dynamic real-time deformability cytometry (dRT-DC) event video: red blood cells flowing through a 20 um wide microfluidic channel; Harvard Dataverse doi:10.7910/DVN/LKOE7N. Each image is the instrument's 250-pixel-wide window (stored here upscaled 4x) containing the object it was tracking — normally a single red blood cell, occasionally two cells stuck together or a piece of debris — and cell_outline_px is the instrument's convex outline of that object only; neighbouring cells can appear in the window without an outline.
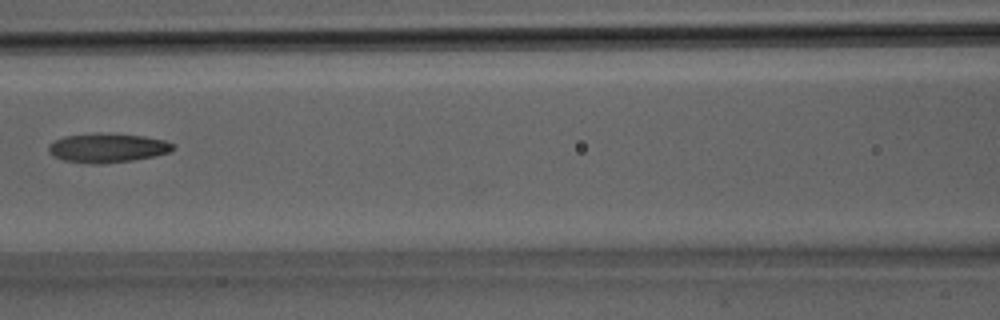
{"species": "Egyptian fruit bat (a non-hibernating species)", "species_latin": "Rousettus aegyptiacus", "temperature_condition": "room temperature", "stored_images_in_passage": 12, "camera_frame_rate_fps": 3000, "um_per_image_px": 0.085, "animal": {"sex": "male"}, "frame": {"image": 1, "passage_image": 9, "time_ms": 2.667, "image_size_px": [1000, 320], "cell_outline_px": [[176, 148], [172, 152], [132, 160], [96, 164], [92, 164], [64, 160], [52, 156], [48, 152], [48, 144], [64, 136], [144, 136], [164, 140], [176, 144]], "centroid_in_image_um": [9.17, 12.62], "position_along_channel_um": 157.4, "area_um2": 20.17}}
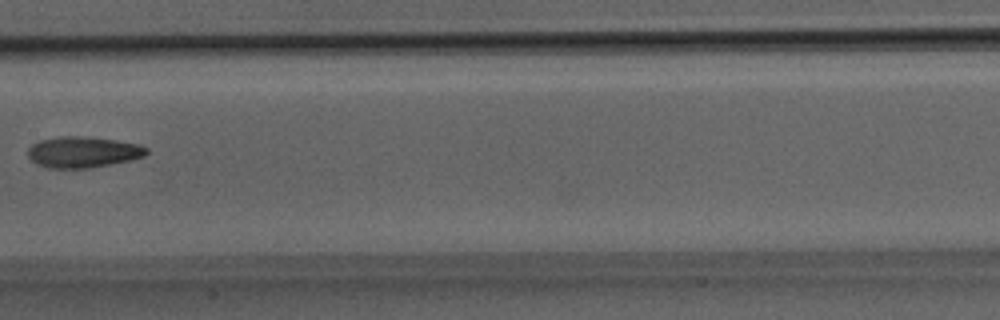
{"frame": {"image": 2, "passage_image": 11, "time_ms": 3.333, "image_size_px": [1000, 320], "cell_outline_px": [[148, 152], [144, 156], [128, 160], [88, 168], [48, 168], [36, 164], [28, 156], [28, 148], [32, 144], [40, 140], [60, 136], [84, 136], [116, 140], [140, 144], [148, 148]], "centroid_in_image_um": [7.03, 12.92], "position_along_channel_um": 200.4, "area_um2": 21.39}}